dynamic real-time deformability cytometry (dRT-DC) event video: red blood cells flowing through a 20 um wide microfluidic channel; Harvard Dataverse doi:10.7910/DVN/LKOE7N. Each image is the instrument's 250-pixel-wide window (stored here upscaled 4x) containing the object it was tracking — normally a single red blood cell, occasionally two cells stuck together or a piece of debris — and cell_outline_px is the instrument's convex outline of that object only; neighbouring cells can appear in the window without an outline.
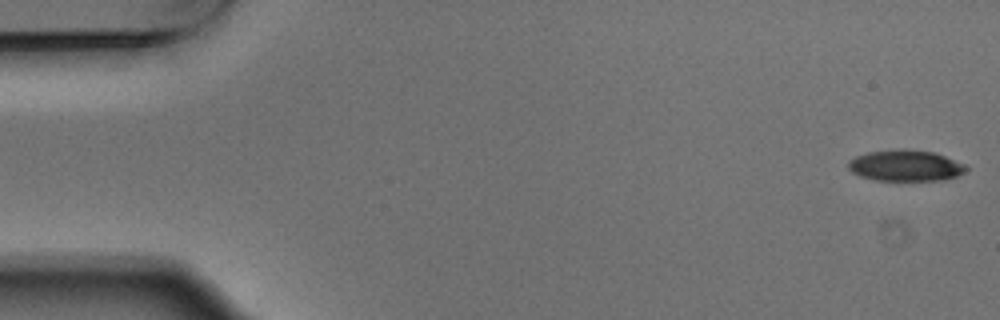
{"species": "Egyptian fruit bat (a non-hibernating species)", "species_latin": "Rousettus aegyptiacus", "temperature_condition": "warm", "stored_images_in_passage": 4, "camera_frame_rate_fps": 3000, "um_per_image_px": 0.085, "animal": {"sex": "male"}, "frame": {"image": 1, "passage_image": 1, "time_ms": 0.0, "image_size_px": [1000, 320], "cell_outline_px": [[968, 168], [964, 172], [956, 176], [944, 180], [876, 180], [860, 176], [852, 172], [848, 168], [848, 160], [856, 156], [868, 152], [904, 148], [936, 152], [964, 164]], "centroid_in_image_um": [76.96, 14.06], "position_along_channel_um": 8.0, "area_um2": 21.44}}
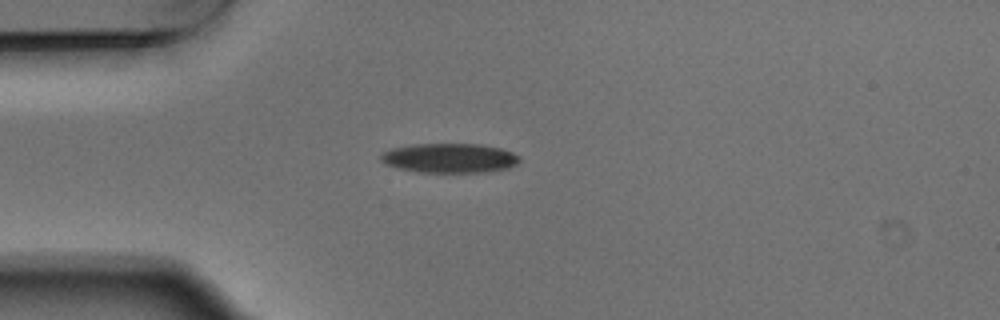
{"frame": {"image": 2, "passage_image": 4, "time_ms": 1.0, "image_size_px": [1000, 320], "cell_outline_px": [[520, 160], [516, 164], [508, 168], [488, 172], [416, 172], [384, 164], [380, 160], [380, 156], [384, 152], [392, 148], [416, 144], [480, 144], [500, 148], [512, 152], [520, 156]], "centroid_in_image_um": [38.23, 13.44], "position_along_channel_um": 46.8, "area_um2": 23.81}}